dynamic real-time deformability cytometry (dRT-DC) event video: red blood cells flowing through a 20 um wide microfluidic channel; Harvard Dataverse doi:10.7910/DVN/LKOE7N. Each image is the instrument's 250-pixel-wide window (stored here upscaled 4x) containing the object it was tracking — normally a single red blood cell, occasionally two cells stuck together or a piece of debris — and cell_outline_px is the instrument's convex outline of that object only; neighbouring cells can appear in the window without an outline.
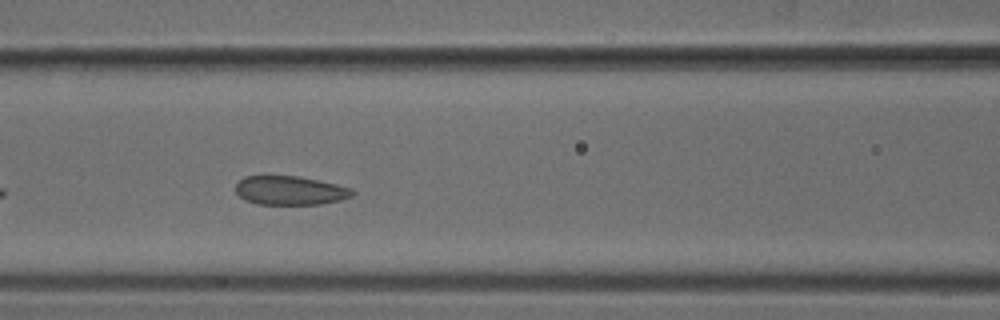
{"species": "common noctule bat (a hibernating species)", "species_latin": "Nyctalus noctula", "temperature_condition": "cold", "stored_images_in_passage": 19, "camera_frame_rate_fps": 3000, "um_per_image_px": 0.085, "animal": {"sex": "male", "body_mass_g": 18.8}, "frame": {"image": 1, "passage_image": 9, "time_ms": 2.667, "image_size_px": [1000, 320], "cell_outline_px": [[356, 192], [352, 196], [340, 200], [320, 204], [256, 204], [244, 200], [236, 192], [236, 184], [244, 176], [300, 176], [336, 184], [352, 188]], "centroid_in_image_um": [24.66, 16.19], "position_along_channel_um": 141.9, "area_um2": 19.71}}
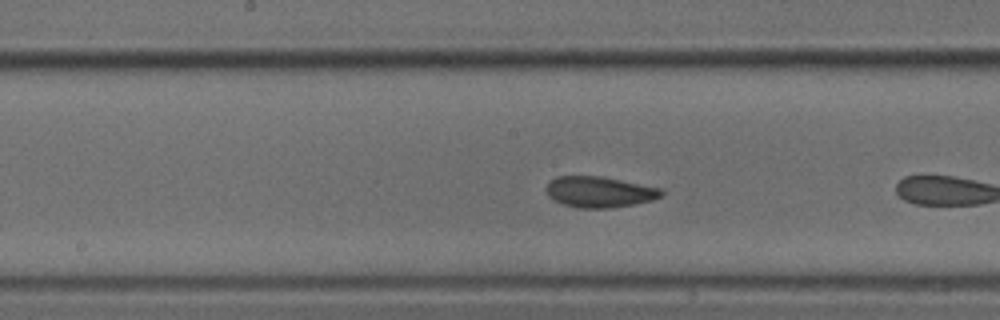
{"frame": {"image": 2, "passage_image": 11, "time_ms": 3.333, "image_size_px": [1000, 320], "cell_outline_px": [[664, 192], [660, 196], [652, 200], [632, 204], [608, 208], [580, 208], [564, 204], [548, 196], [544, 188], [556, 176], [600, 176], [660, 188]], "centroid_in_image_um": [50.91, 16.31], "position_along_channel_um": 197.3, "area_um2": 20.4}}